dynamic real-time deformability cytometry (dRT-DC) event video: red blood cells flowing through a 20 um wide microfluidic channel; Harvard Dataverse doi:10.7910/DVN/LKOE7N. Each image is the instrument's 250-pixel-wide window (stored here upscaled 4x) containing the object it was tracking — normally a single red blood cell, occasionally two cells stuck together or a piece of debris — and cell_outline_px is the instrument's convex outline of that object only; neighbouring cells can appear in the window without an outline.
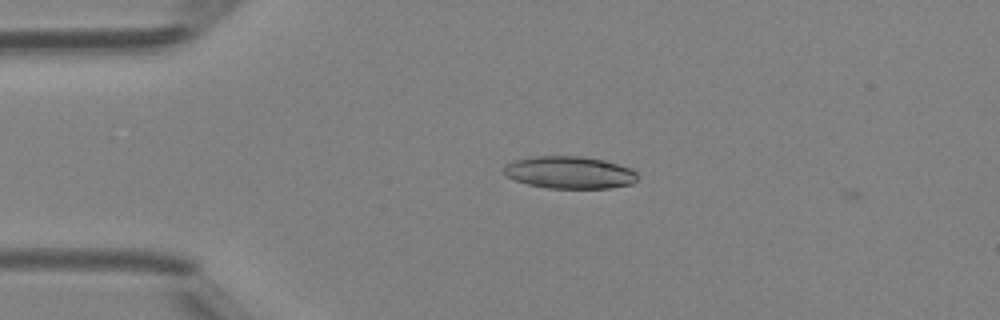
{"species": "Egyptian fruit bat (a non-hibernating species)", "species_latin": "Rousettus aegyptiacus", "temperature_condition": "room temperature", "stored_images_in_passage": 34, "camera_frame_rate_fps": 3000, "um_per_image_px": 0.085, "animal": {"sex": "female"}, "frame": {"image": 1, "passage_image": 1, "time_ms": 0.0, "image_size_px": [1000, 320], "cell_outline_px": [[636, 180], [632, 184], [612, 188], [548, 188], [528, 184], [504, 176], [504, 164], [516, 160], [536, 156], [580, 156], [604, 160], [632, 168], [636, 172]], "centroid_in_image_um": [48.41, 14.66], "position_along_channel_um": 36.6, "area_um2": 25.2}}
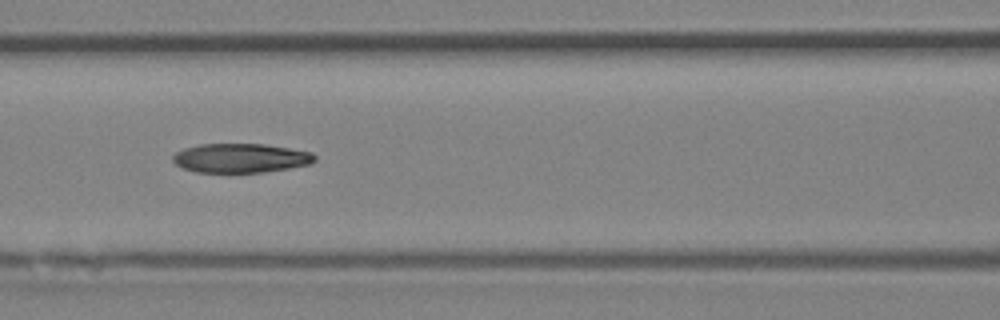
{"frame": {"image": 2, "passage_image": 10, "time_ms": 3.0, "image_size_px": [1000, 320], "cell_outline_px": [[316, 160], [312, 164], [264, 172], [196, 172], [184, 168], [176, 164], [172, 160], [172, 156], [176, 152], [184, 148], [200, 144], [264, 144], [312, 152], [316, 156]], "centroid_in_image_um": [20.47, 13.43], "position_along_channel_um": 146.1, "area_um2": 24.1}}
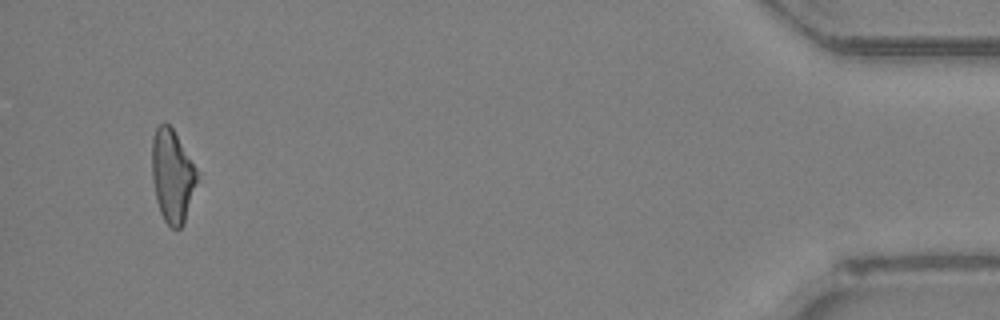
{"frame": {"image": 3, "passage_image": 32, "time_ms": 10.333, "image_size_px": [1000, 320], "cell_outline_px": [[200, 172], [184, 224], [180, 228], [172, 228], [164, 220], [160, 212], [156, 200], [152, 180], [152, 136], [156, 128], [164, 120], [172, 128]], "centroid_in_image_um": [14.65, 14.93], "position_along_channel_um": 420.5, "area_um2": 24.74}}